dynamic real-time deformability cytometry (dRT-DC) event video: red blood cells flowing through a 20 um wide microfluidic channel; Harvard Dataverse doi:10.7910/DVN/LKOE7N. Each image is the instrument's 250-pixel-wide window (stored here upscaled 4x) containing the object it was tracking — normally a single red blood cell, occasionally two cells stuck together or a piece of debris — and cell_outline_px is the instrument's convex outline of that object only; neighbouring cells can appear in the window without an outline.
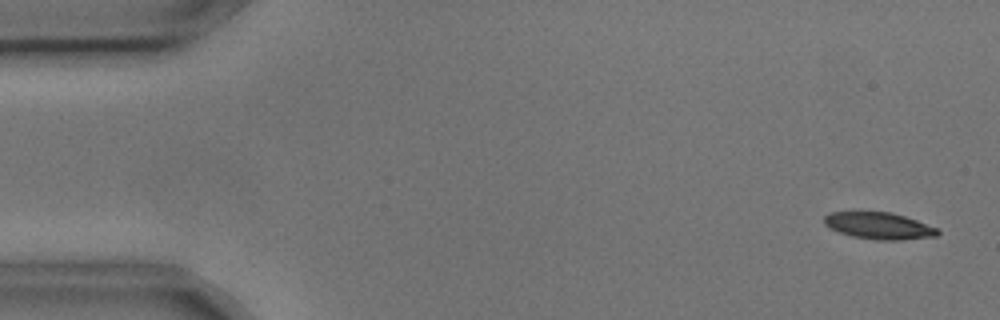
{"species": "common noctule bat (a hibernating species)", "species_latin": "Nyctalus noctula", "temperature_condition": "cold", "stored_images_in_passage": 6, "camera_frame_rate_fps": 3000, "um_per_image_px": 0.085, "animal": {"sex": "male", "body_mass_g": 17.9, "forearm_length_mm": 54.2}, "frame": {"image": 1, "passage_image": 1, "time_ms": 0.0, "image_size_px": [1000, 320], "cell_outline_px": [[940, 232], [936, 236], [900, 240], [880, 240], [852, 236], [840, 232], [824, 224], [824, 216], [828, 212], [892, 212], [916, 220], [936, 228]], "centroid_in_image_um": [74.7, 19.18], "position_along_channel_um": 10.3, "area_um2": 17.46}}